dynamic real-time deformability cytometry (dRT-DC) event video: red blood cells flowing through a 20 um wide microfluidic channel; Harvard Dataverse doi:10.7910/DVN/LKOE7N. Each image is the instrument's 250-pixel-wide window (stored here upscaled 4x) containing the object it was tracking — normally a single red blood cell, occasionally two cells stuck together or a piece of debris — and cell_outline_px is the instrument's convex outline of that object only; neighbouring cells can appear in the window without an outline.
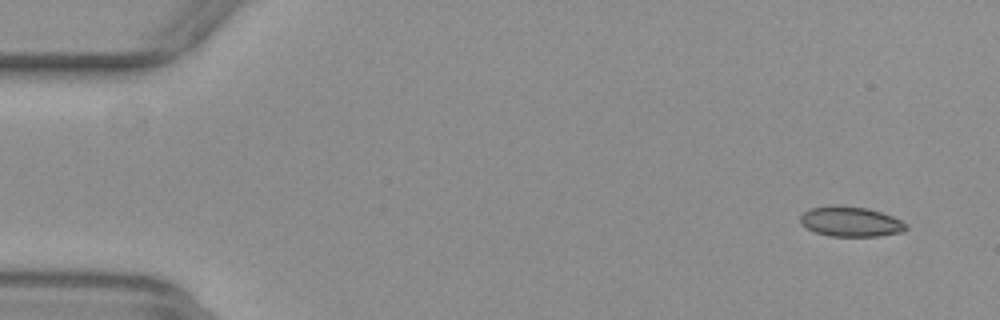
{"species": "common noctule bat (a hibernating species)", "species_latin": "Nyctalus noctula", "temperature_condition": "warm", "stored_images_in_passage": 54, "camera_frame_rate_fps": 3000, "um_per_image_px": 0.085, "animal": {"sex": "female", "body_mass_g": 29.2, "forearm_length_mm": 56.3}, "frame": {"image": 1, "passage_image": 4, "time_ms": 1.0, "image_size_px": [1000, 320], "cell_outline_px": [[908, 228], [904, 232], [880, 236], [828, 236], [816, 232], [800, 224], [800, 216], [804, 212], [812, 208], [836, 204], [868, 208], [892, 216], [908, 224]], "centroid_in_image_um": [72.33, 18.83], "position_along_channel_um": 12.7, "area_um2": 18.67}}
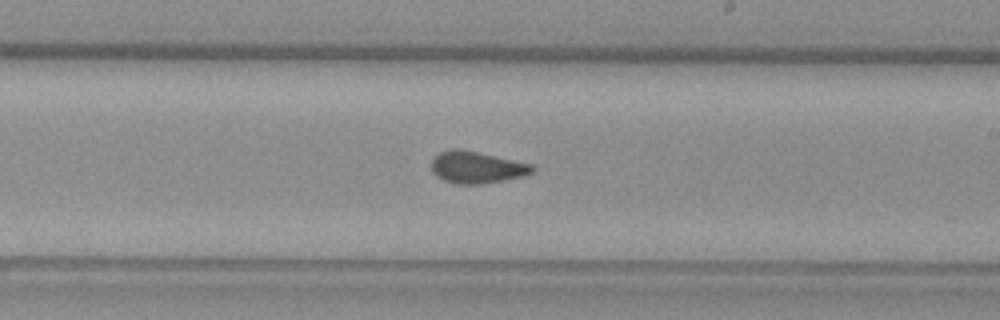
{"frame": {"image": 2, "passage_image": 32, "time_ms": 10.333, "image_size_px": [1000, 320], "cell_outline_px": [[536, 168], [532, 172], [524, 176], [504, 180], [480, 184], [460, 184], [444, 180], [436, 176], [432, 172], [432, 160], [440, 152], [452, 148], [456, 148], [476, 152], [532, 164]], "centroid_in_image_um": [40.52, 14.23], "position_along_channel_um": 248.5, "area_um2": 18.5}}
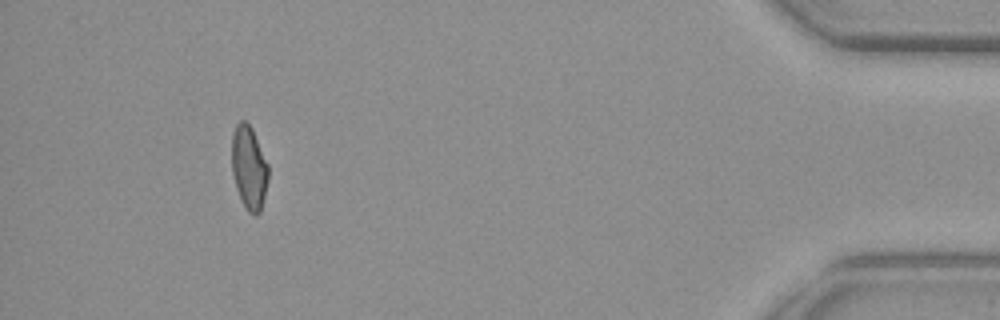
{"frame": {"image": 3, "passage_image": 50, "time_ms": 16.333, "image_size_px": [1000, 320], "cell_outline_px": [[268, 180], [260, 212], [256, 216], [248, 212], [240, 200], [236, 188], [232, 172], [232, 136], [236, 124], [240, 120], [244, 120], [252, 128], [268, 164]], "centroid_in_image_um": [21.16, 14.26], "position_along_channel_um": 414.0, "area_um2": 17.8}, "authors_computed_cell_mechanics": {"area_um2": 18.496, "velocity_mm_per_s": 3.8996, "shape_relaxation_time_tau1_ms": null, "shape_relaxation_time_tau2_ms": 1.4617, "deformation_change_tau1": null, "deformation_change_tau2": 0.0582}}